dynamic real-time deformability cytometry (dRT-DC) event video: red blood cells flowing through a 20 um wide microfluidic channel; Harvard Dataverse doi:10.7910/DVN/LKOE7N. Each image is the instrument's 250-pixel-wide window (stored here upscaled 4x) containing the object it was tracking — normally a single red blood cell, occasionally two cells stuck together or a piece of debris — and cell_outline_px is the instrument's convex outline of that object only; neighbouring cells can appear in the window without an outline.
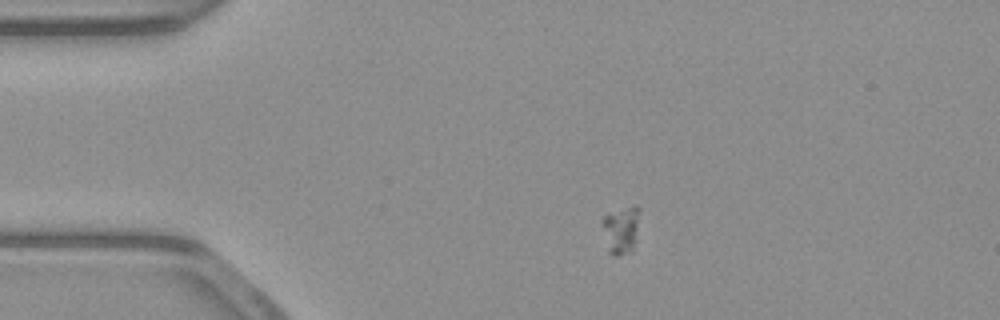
{"species": "common noctule bat (a hibernating species)", "species_latin": "Nyctalus noctula", "temperature_condition": "warm", "stored_images_in_passage": 51, "camera_frame_rate_fps": 3000, "um_per_image_px": 0.085, "animal": {"sex": "male", "body_mass_g": 23.1, "forearm_length_mm": 52.7}, "frame": {"image": 1, "passage_image": 7, "time_ms": 2.0, "image_size_px": [1000, 320], "cell_outline_px": [[640, 208], [636, 240], [632, 248], [616, 256], [612, 256], [608, 252], [600, 224], [600, 220], [604, 216], [636, 204]], "centroid_in_image_um": [52.76, 19.52], "position_along_channel_um": 32.2, "area_um2": 10.35}}
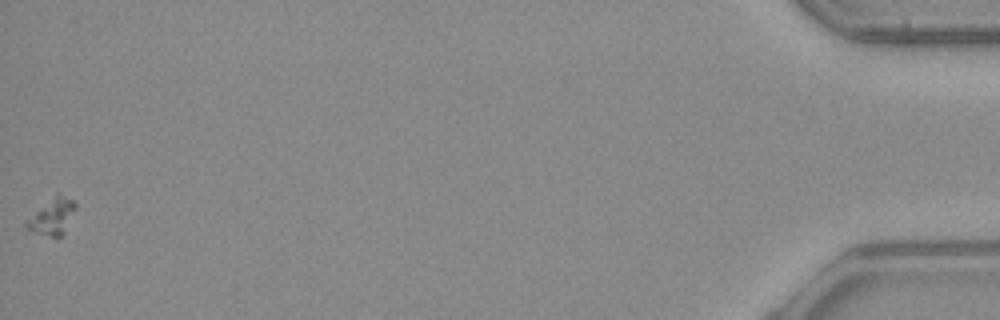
{"frame": {"image": 2, "passage_image": 51, "time_ms": 16.667, "image_size_px": [1000, 320], "cell_outline_px": [[76, 208], [64, 232], [60, 236], [52, 236], [36, 232], [24, 228], [24, 220], [56, 192], [72, 200], [76, 204]], "centroid_in_image_um": [4.39, 18.37], "position_along_channel_um": 430.8, "area_um2": 10.35}}